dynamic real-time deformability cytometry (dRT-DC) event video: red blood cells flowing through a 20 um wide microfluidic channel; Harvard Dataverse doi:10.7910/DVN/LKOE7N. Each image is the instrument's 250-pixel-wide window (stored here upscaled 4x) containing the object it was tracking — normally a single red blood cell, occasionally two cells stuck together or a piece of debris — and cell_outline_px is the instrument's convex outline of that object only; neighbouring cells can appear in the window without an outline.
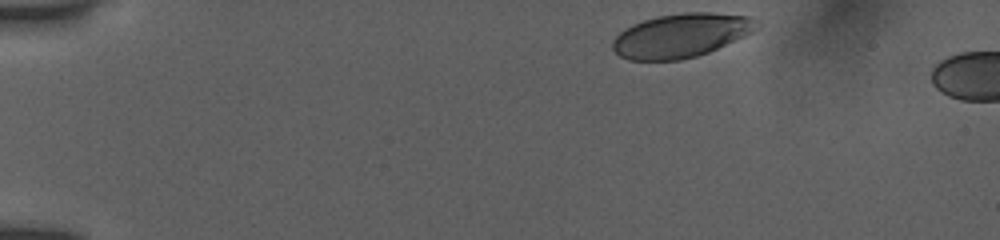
{"species": "human", "species_latin": "Homo sapiens", "temperature_condition": "room temperature", "stored_images_in_passage": 5, "camera_frame_rate_fps": 3000, "um_per_image_px": 0.085, "donor": {"sex": "female"}, "frame": {"image": 1, "passage_image": 1, "time_ms": 0.0, "image_size_px": [1000, 240], "cell_outline_px": [[760, 28], [736, 40], [708, 52], [696, 56], [680, 60], [628, 60], [620, 56], [612, 48], [612, 40], [624, 28], [632, 24], [656, 16], [684, 12], [712, 12], [748, 16], [756, 20], [760, 24]], "centroid_in_image_um": [57.89, 3.0], "position_along_channel_um": 27.1, "area_um2": 36.99}}